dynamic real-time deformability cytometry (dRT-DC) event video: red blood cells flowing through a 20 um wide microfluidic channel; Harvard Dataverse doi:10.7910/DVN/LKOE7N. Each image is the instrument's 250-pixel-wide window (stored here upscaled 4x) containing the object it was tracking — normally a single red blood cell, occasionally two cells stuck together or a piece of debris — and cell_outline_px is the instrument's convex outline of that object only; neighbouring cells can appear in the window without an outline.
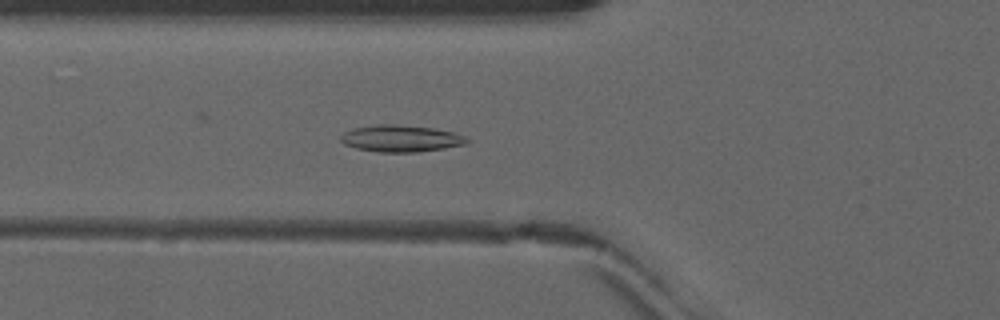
{"species": "common noctule bat (a hibernating species)", "species_latin": "Nyctalus noctula", "temperature_condition": "warm", "stored_images_in_passage": 51, "camera_frame_rate_fps": 3000, "um_per_image_px": 0.085, "animal": {"sex": "male", "forearm_length_mm": 52.5}, "frame": {"image": 1, "passage_image": 19, "time_ms": 6.0, "image_size_px": [1000, 320], "cell_outline_px": [[472, 140], [464, 144], [444, 148], [416, 152], [380, 152], [356, 148], [344, 144], [340, 140], [340, 136], [344, 132], [352, 128], [376, 124], [396, 124], [432, 128], [452, 132], [464, 136]], "centroid_in_image_um": [34.04, 11.76], "position_along_channel_um": 91.8, "area_um2": 19.65}}
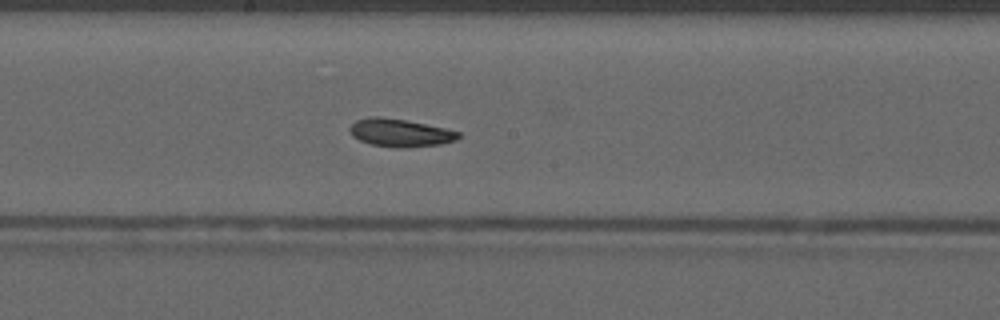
{"frame": {"image": 2, "passage_image": 28, "time_ms": 9.0, "image_size_px": [1000, 320], "cell_outline_px": [[460, 136], [456, 140], [440, 144], [408, 148], [396, 148], [372, 144], [360, 140], [352, 136], [348, 128], [356, 120], [368, 116], [380, 116], [404, 120], [444, 128], [460, 132]], "centroid_in_image_um": [33.98, 11.29], "position_along_channel_um": 214.2, "area_um2": 17.63}}
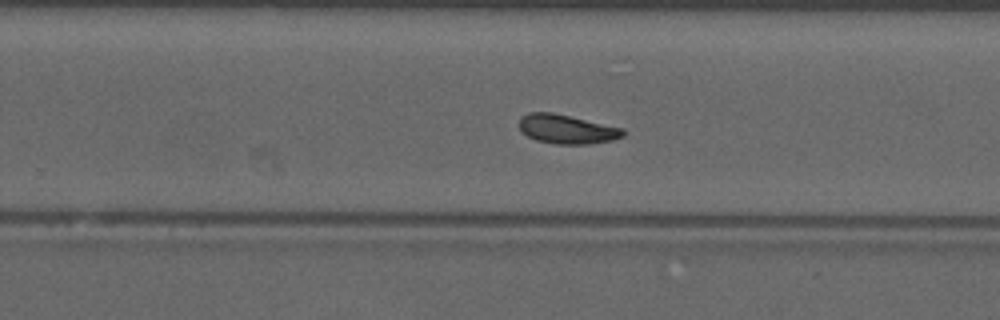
{"frame": {"image": 3, "passage_image": 33, "time_ms": 10.667, "image_size_px": [1000, 320], "cell_outline_px": [[624, 136], [612, 140], [588, 144], [556, 144], [536, 140], [520, 132], [520, 116], [528, 112], [552, 112], [624, 128]], "centroid_in_image_um": [48.16, 10.97], "position_along_channel_um": 281.6, "area_um2": 17.69}, "authors_computed_cell_mechanics": {"area_um2": 17.6868, "velocity_mm_per_s": 4.0794, "shape_relaxation_time_tau1_ms": 6.5901, "shape_relaxation_time_tau2_ms": 4.7722, "deformation_change_tau1": 0.1459, "deformation_change_tau2": 0.1047}}